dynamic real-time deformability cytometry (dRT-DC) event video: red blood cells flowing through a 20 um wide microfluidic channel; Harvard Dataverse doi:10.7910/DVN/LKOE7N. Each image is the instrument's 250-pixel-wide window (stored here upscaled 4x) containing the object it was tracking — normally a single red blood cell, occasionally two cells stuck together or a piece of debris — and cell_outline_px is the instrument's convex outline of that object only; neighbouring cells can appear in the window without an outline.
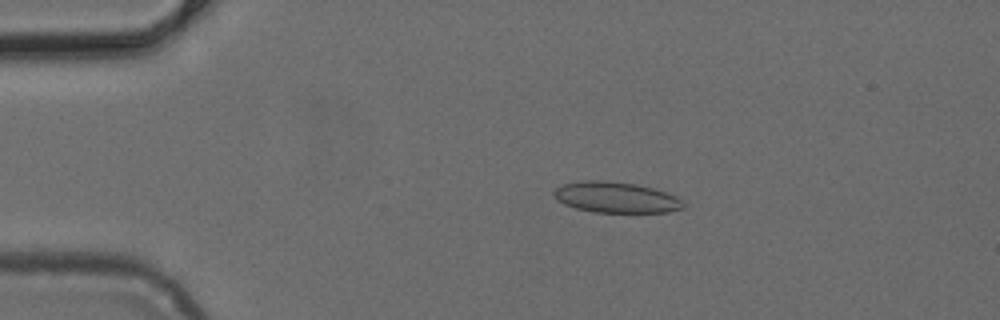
{"species": "common noctule bat (a hibernating species)", "species_latin": "Nyctalus noctula", "temperature_condition": "cold", "stored_images_in_passage": 48, "camera_frame_rate_fps": 3000, "um_per_image_px": 0.085, "animal": {"sex": "female", "body_mass_g": 24.6, "forearm_length_mm": 56.2}, "frame": {"image": 1, "passage_image": 9, "time_ms": 2.667, "image_size_px": [1000, 320], "cell_outline_px": [[684, 208], [668, 212], [596, 212], [576, 208], [564, 204], [556, 200], [552, 192], [556, 188], [564, 184], [580, 180], [604, 180], [636, 184], [656, 188], [676, 196], [684, 204]], "centroid_in_image_um": [52.34, 16.76], "position_along_channel_um": 32.7, "area_um2": 23.35}}
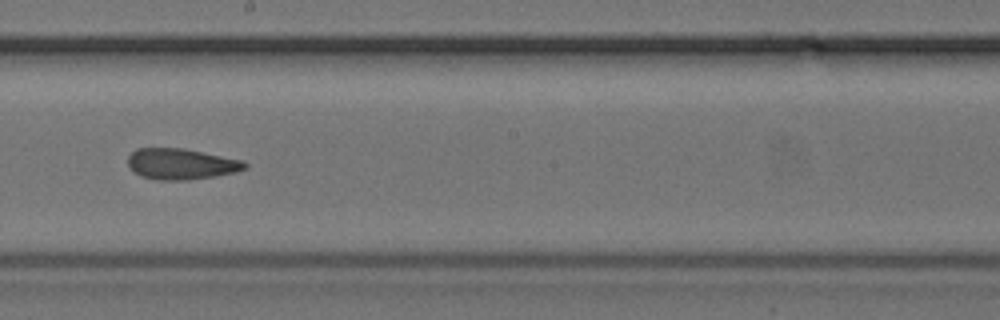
{"frame": {"image": 2, "passage_image": 27, "time_ms": 8.667, "image_size_px": [1000, 320], "cell_outline_px": [[248, 168], [236, 172], [216, 176], [188, 180], [156, 180], [140, 176], [132, 172], [128, 164], [128, 156], [136, 148], [184, 148], [244, 160], [248, 164]], "centroid_in_image_um": [15.41, 13.94], "position_along_channel_um": 232.8, "area_um2": 21.44}}
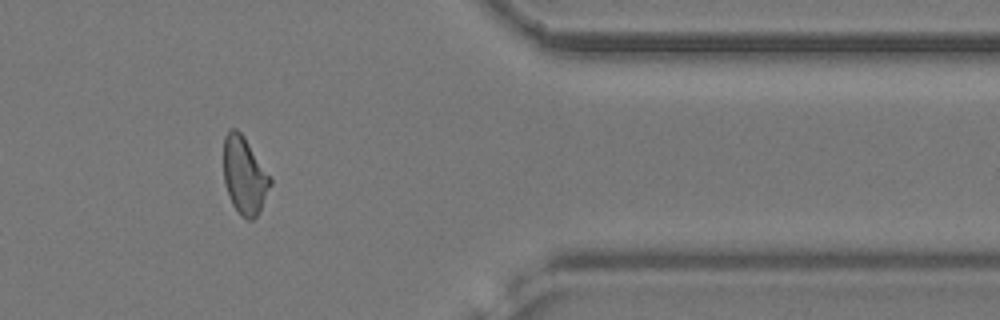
{"frame": {"image": 3, "passage_image": 40, "time_ms": 13.0, "image_size_px": [1000, 320], "cell_outline_px": [[272, 184], [256, 216], [252, 220], [248, 220], [232, 204], [224, 180], [224, 136], [228, 128], [236, 128], [244, 136], [272, 180]], "centroid_in_image_um": [20.76, 14.86], "position_along_channel_um": 390.6, "area_um2": 20.58}}